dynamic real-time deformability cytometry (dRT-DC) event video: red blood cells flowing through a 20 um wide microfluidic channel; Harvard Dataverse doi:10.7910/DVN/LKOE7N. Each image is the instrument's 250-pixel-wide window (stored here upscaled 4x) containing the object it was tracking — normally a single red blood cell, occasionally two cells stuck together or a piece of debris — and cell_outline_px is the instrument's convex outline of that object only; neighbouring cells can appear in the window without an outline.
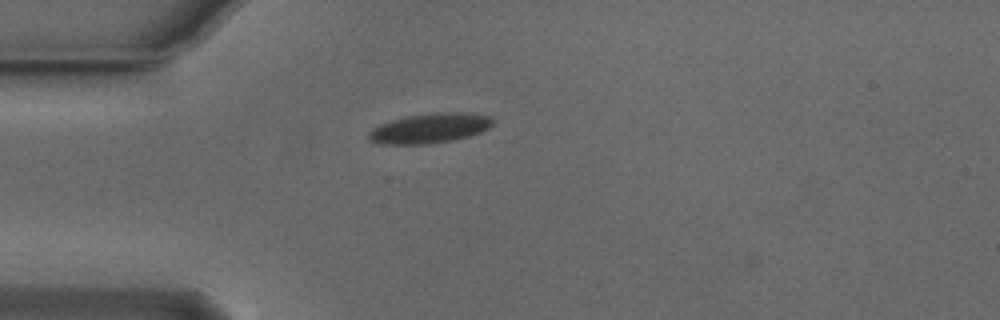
{"species": "Egyptian fruit bat (a non-hibernating species)", "species_latin": "Rousettus aegyptiacus", "temperature_condition": "cold", "stored_images_in_passage": 38, "camera_frame_rate_fps": 3000, "um_per_image_px": 0.085, "animal": {"sex": "male"}, "frame": {"image": 1, "passage_image": 1, "time_ms": 0.0, "image_size_px": [1000, 320], "cell_outline_px": [[492, 124], [488, 128], [480, 132], [468, 136], [432, 144], [376, 144], [368, 140], [368, 132], [372, 128], [380, 124], [392, 120], [408, 116], [436, 112], [460, 112], [492, 116]], "centroid_in_image_um": [36.48, 10.9], "position_along_channel_um": 48.5, "area_um2": 21.56}}
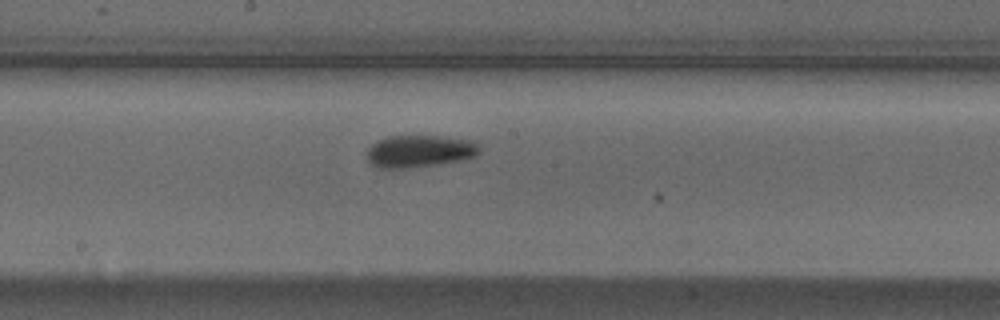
{"frame": {"image": 2, "passage_image": 15, "time_ms": 4.667, "image_size_px": [1000, 320], "cell_outline_px": [[480, 152], [476, 156], [460, 160], [436, 164], [408, 168], [380, 168], [368, 164], [364, 156], [364, 152], [376, 140], [388, 136], [440, 136], [472, 140], [480, 144]], "centroid_in_image_um": [35.6, 12.85], "position_along_channel_um": 212.6, "area_um2": 21.56}}
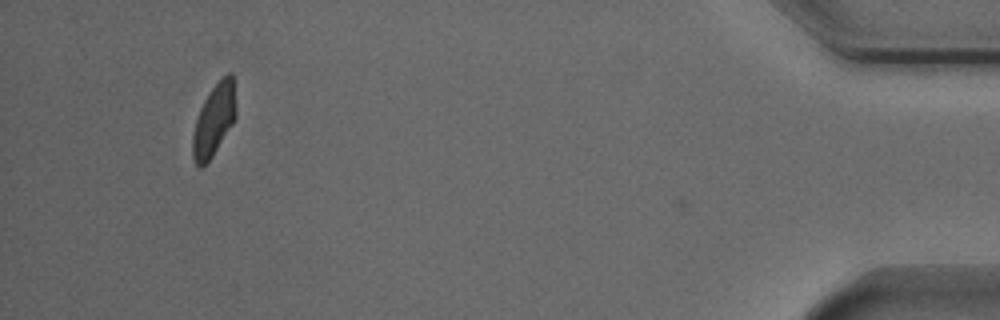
{"frame": {"image": 3, "passage_image": 37, "time_ms": 12.0, "image_size_px": [1000, 320], "cell_outline_px": [[236, 116], [232, 124], [212, 156], [200, 168], [196, 164], [192, 156], [192, 136], [196, 120], [200, 108], [204, 100], [212, 88], [228, 72], [232, 72], [236, 108]], "centroid_in_image_um": [18.18, 10.19], "position_along_channel_um": 417.0, "area_um2": 17.8}, "authors_computed_cell_mechanics": {"area_um2": 20.6635, "velocity_mm_per_s": 3.8059, "shape_relaxation_time_tau1_ms": 4.6672, "shape_relaxation_time_tau2_ms": 5.8548, "deformation_change_tau1": 0.1135, "deformation_change_tau2": 0.1054}}